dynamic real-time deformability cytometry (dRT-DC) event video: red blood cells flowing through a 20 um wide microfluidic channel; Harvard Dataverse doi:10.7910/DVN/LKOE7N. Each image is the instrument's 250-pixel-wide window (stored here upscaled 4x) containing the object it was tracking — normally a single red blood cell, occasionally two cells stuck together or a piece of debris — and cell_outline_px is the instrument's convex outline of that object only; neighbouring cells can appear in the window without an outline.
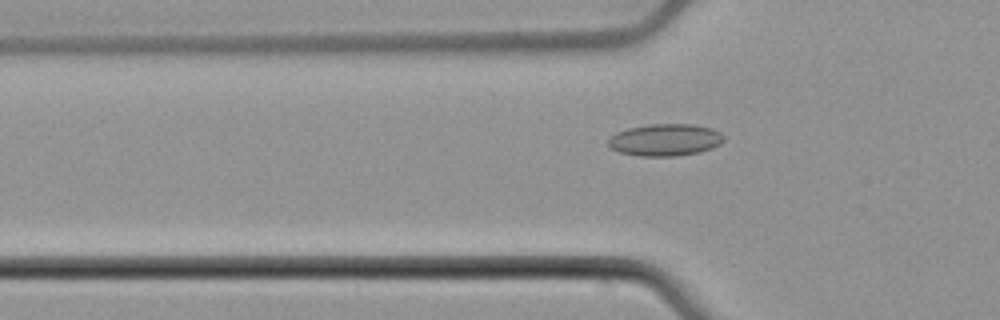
{"species": "common noctule bat (a hibernating species)", "species_latin": "Nyctalus noctula", "temperature_condition": "cold", "stored_images_in_passage": 44, "camera_frame_rate_fps": 3000, "um_per_image_px": 0.085, "animal": {"sex": "male", "body_mass_g": 21.5, "forearm_length_mm": 52.0}, "frame": {"image": 1, "passage_image": 8, "time_ms": 2.333, "image_size_px": [1000, 320], "cell_outline_px": [[724, 140], [720, 144], [712, 148], [700, 152], [676, 156], [640, 156], [620, 152], [608, 148], [608, 140], [616, 132], [628, 128], [648, 124], [692, 124], [712, 128], [720, 132], [724, 136]], "centroid_in_image_um": [56.54, 11.89], "position_along_channel_um": 69.3, "area_um2": 21.73}}
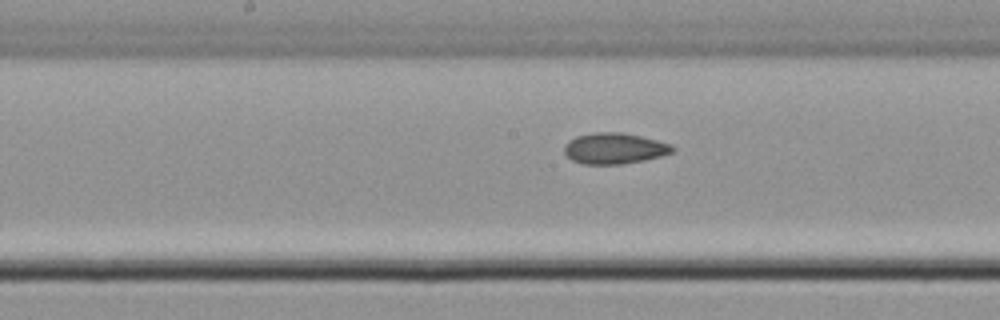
{"frame": {"image": 2, "passage_image": 18, "time_ms": 5.667, "image_size_px": [1000, 320], "cell_outline_px": [[676, 148], [672, 152], [660, 156], [644, 160], [620, 164], [584, 164], [572, 160], [564, 152], [564, 144], [568, 140], [576, 136], [596, 132], [624, 132], [672, 144]], "centroid_in_image_um": [52.21, 12.6], "position_along_channel_um": 196.0, "area_um2": 19.54}}
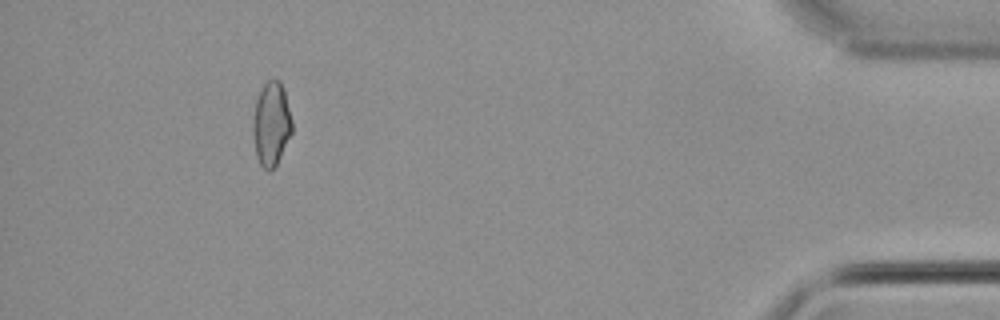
{"frame": {"image": 3, "passage_image": 40, "time_ms": 13.0, "image_size_px": [1000, 320], "cell_outline_px": [[292, 132], [276, 164], [268, 172], [260, 164], [256, 156], [252, 132], [252, 120], [256, 100], [264, 84], [268, 80], [280, 80], [284, 88], [292, 120]], "centroid_in_image_um": [23.05, 10.52], "position_along_channel_um": 412.2, "area_um2": 19.07}, "authors_computed_cell_mechanics": {"area_um2": 19.3919, "velocity_mm_per_s": 3.8104, "shape_relaxation_time_tau1_ms": null, "shape_relaxation_time_tau2_ms": 3.3673, "deformation_change_tau1": null, "deformation_change_tau2": 0.074}}